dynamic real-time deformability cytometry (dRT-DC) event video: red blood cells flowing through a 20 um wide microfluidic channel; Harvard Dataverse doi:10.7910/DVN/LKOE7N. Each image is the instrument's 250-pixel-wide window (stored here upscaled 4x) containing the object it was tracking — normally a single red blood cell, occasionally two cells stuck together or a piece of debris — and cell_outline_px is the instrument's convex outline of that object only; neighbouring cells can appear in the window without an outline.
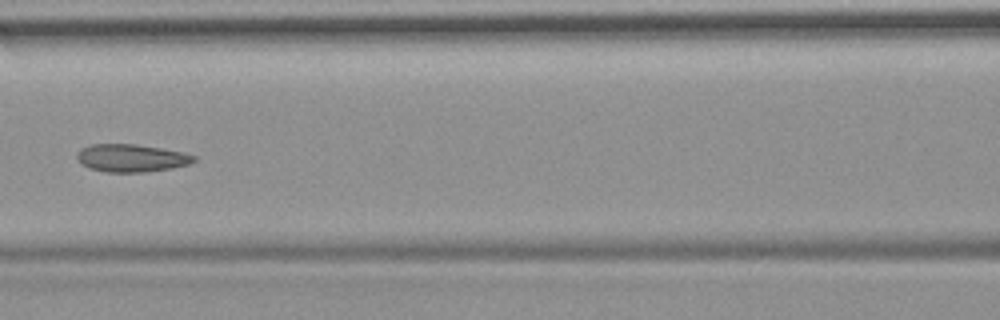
{"species": "common noctule bat (a hibernating species)", "species_latin": "Nyctalus noctula", "temperature_condition": "room temperature", "stored_images_in_passage": 9, "camera_frame_rate_fps": 3000, "um_per_image_px": 0.085, "animal": {"sex": "female", "body_mass_g": 19.9}, "frame": {"image": 1, "passage_image": 6, "time_ms": 6.667, "image_size_px": [1000, 320], "cell_outline_px": [[196, 160], [188, 164], [172, 168], [144, 172], [104, 172], [88, 168], [76, 156], [76, 152], [80, 148], [92, 144], [136, 144], [184, 152], [196, 156]], "centroid_in_image_um": [11.16, 13.43], "position_along_channel_um": 155.4, "area_um2": 18.9}}
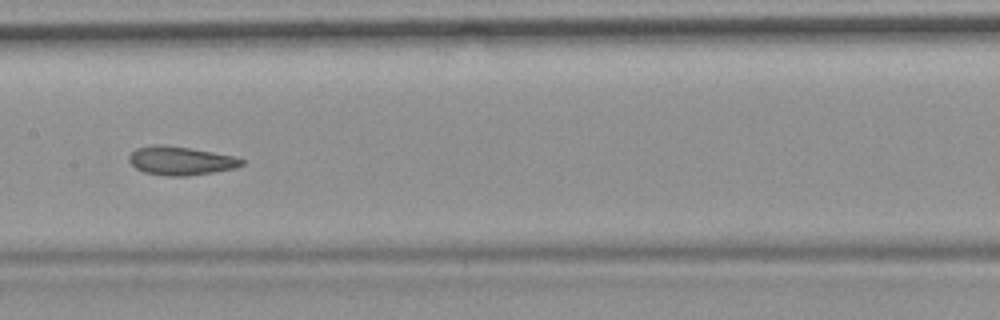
{"frame": {"image": 2, "passage_image": 7, "time_ms": 7.667, "image_size_px": [1000, 320], "cell_outline_px": [[244, 164], [236, 168], [188, 176], [168, 176], [144, 172], [136, 168], [128, 160], [128, 156], [136, 148], [152, 144], [164, 144], [192, 148], [236, 156], [244, 160]], "centroid_in_image_um": [15.36, 13.65], "position_along_channel_um": 192.0, "area_um2": 19.02}}